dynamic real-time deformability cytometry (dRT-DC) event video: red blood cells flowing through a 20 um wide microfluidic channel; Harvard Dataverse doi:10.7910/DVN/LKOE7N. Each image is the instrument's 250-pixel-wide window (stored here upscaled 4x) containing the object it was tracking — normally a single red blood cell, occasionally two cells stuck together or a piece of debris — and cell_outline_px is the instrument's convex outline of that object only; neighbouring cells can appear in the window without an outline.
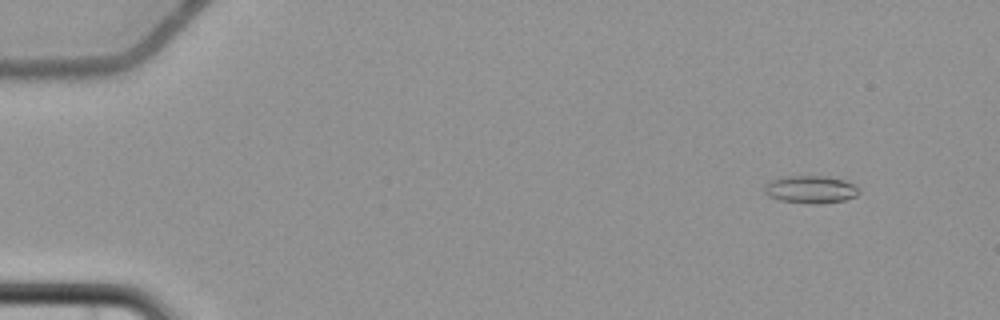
{"species": "common noctule bat (a hibernating species)", "species_latin": "Nyctalus noctula", "temperature_condition": "cold", "stored_images_in_passage": 7, "camera_frame_rate_fps": 3000, "um_per_image_px": 0.085, "animal": {"sex": "female", "body_mass_g": 22.7, "forearm_length_mm": 54.2}, "frame": {"image": 1, "passage_image": 2, "time_ms": 1.333, "image_size_px": [1000, 320], "cell_outline_px": [[860, 192], [856, 196], [844, 200], [820, 204], [816, 204], [780, 200], [768, 196], [764, 192], [764, 188], [768, 180], [780, 176], [828, 176], [844, 180], [856, 184], [860, 188]], "centroid_in_image_um": [68.91, 16.08], "position_along_channel_um": 16.1, "area_um2": 15.49}}
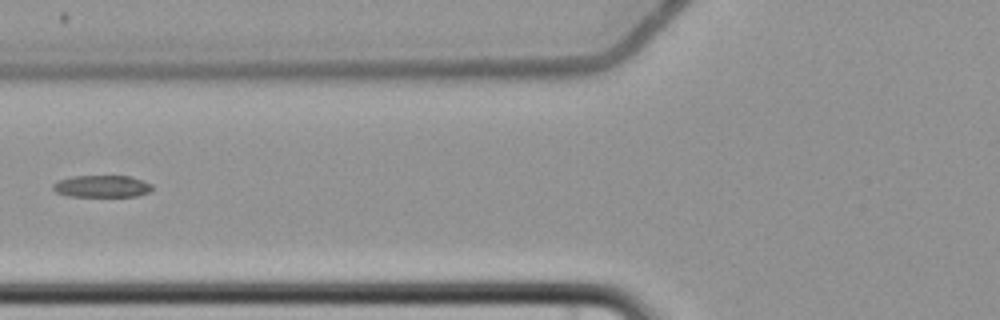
{"frame": {"image": 2, "passage_image": 6, "time_ms": 7.667, "image_size_px": [1000, 320], "cell_outline_px": [[152, 192], [136, 196], [68, 196], [56, 192], [52, 188], [52, 184], [56, 180], [72, 176], [128, 176], [152, 184]], "centroid_in_image_um": [8.63, 15.83], "position_along_channel_um": 117.2, "area_um2": 12.77}}
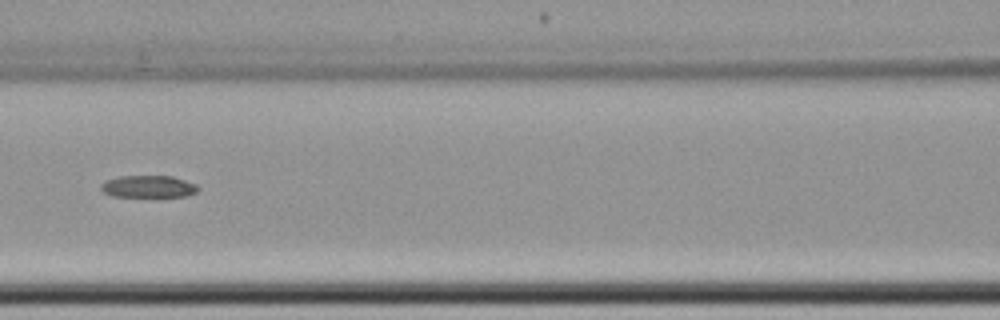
{"frame": {"image": 3, "passage_image": 7, "time_ms": 8.667, "image_size_px": [1000, 320], "cell_outline_px": [[200, 188], [196, 192], [184, 196], [112, 196], [104, 192], [100, 188], [100, 184], [104, 180], [120, 176], [172, 176], [196, 184]], "centroid_in_image_um": [12.58, 15.84], "position_along_channel_um": 154.0, "area_um2": 12.43}}